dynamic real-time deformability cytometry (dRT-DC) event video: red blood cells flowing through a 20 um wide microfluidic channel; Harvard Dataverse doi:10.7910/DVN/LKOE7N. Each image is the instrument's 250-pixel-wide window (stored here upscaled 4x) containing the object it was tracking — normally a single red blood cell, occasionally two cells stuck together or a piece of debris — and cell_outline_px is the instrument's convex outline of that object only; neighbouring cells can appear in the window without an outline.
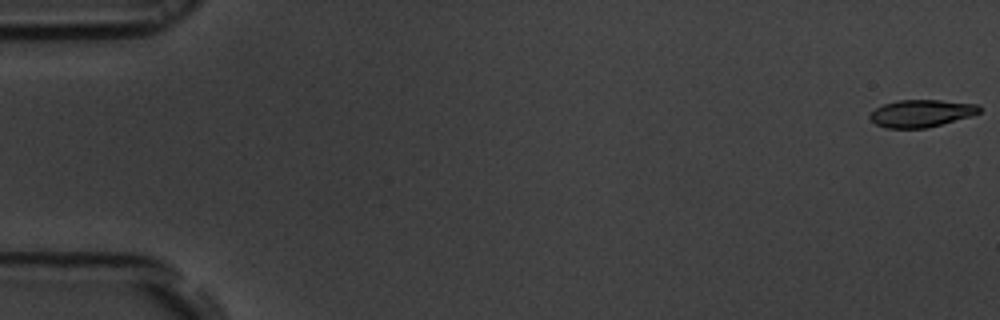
{"species": "common noctule bat (a hibernating species)", "species_latin": "Nyctalus noctula", "temperature_condition": "room temperature", "stored_images_in_passage": 5, "camera_frame_rate_fps": 3000, "um_per_image_px": 0.085, "animal": {"sex": "male", "body_mass_g": 19.5, "forearm_length_mm": 54.6}, "frame": {"image": 1, "passage_image": 1, "time_ms": 0.0, "image_size_px": [1000, 320], "cell_outline_px": [[980, 112], [972, 116], [928, 128], [884, 128], [876, 124], [868, 116], [876, 108], [884, 104], [896, 100], [940, 100], [980, 104]], "centroid_in_image_um": [78.33, 9.63], "position_along_channel_um": 6.7, "area_um2": 17.57}}